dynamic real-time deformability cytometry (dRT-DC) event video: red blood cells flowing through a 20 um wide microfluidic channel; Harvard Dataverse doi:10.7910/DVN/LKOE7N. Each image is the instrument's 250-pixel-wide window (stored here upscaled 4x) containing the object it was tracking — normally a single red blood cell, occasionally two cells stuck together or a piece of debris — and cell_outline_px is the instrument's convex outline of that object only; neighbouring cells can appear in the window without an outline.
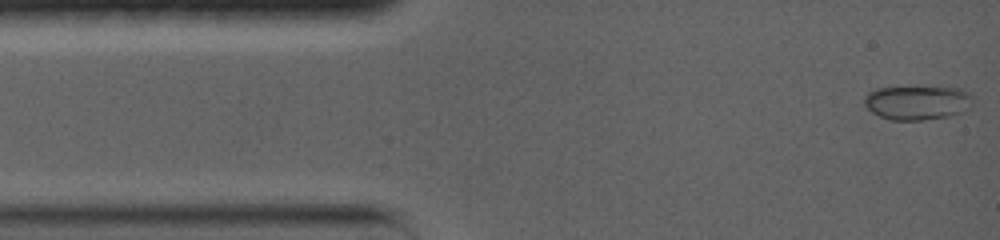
{"species": "common noctule bat (a hibernating species)", "species_latin": "Nyctalus noctula", "temperature_condition": "warm", "stored_images_in_passage": 73, "camera_frame_rate_fps": 5000, "um_per_image_px": 0.085, "animal": {"sex": "female", "body_mass_g": 19.0, "forearm_length_mm": 56.7}, "frame": {"image": 1, "passage_image": 1, "time_ms": 0.0, "image_size_px": [1000, 240], "cell_outline_px": [[976, 100], [972, 104], [960, 112], [948, 116], [920, 120], [892, 120], [880, 116], [872, 112], [864, 104], [864, 96], [868, 92], [876, 88], [960, 88], [968, 92]], "centroid_in_image_um": [77.97, 8.72], "position_along_channel_um": 7.0, "area_um2": 21.33}}
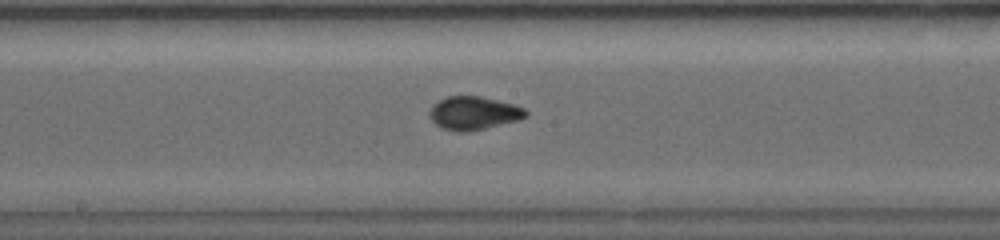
{"frame": {"image": 2, "passage_image": 31, "time_ms": 7.4, "image_size_px": [1000, 240], "cell_outline_px": [[528, 116], [520, 120], [484, 128], [464, 132], [456, 132], [440, 128], [428, 116], [428, 112], [432, 104], [448, 96], [480, 96], [512, 104], [524, 108], [528, 112]], "centroid_in_image_um": [40.23, 9.62], "position_along_channel_um": 208.0, "area_um2": 18.73}}
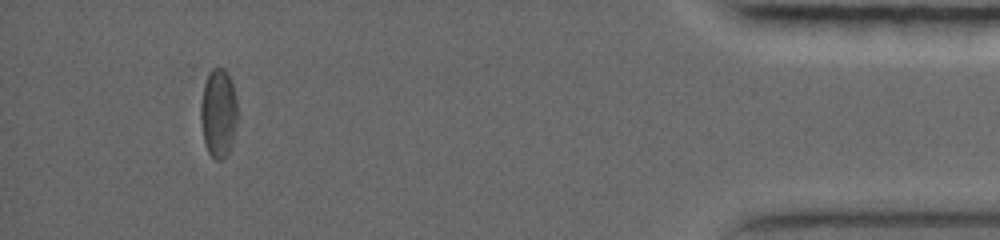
{"frame": {"image": 3, "passage_image": 63, "time_ms": 15.0, "image_size_px": [1000, 240], "cell_outline_px": [[236, 124], [232, 144], [228, 152], [220, 160], [216, 160], [208, 152], [204, 144], [200, 120], [200, 104], [204, 84], [212, 68], [224, 68], [232, 84], [236, 100]], "centroid_in_image_um": [18.54, 9.64], "position_along_channel_um": 416.7, "area_um2": 18.84}, "authors_computed_cell_mechanics": {"area_um2": 18.1492, "velocity_mm_per_s": 3.7147, "shape_relaxation_time_tau1_ms": 5.4138, "shape_relaxation_time_tau2_ms": 1.4011, "deformation_change_tau1": 0.1361, "deformation_change_tau2": 0.0403}}